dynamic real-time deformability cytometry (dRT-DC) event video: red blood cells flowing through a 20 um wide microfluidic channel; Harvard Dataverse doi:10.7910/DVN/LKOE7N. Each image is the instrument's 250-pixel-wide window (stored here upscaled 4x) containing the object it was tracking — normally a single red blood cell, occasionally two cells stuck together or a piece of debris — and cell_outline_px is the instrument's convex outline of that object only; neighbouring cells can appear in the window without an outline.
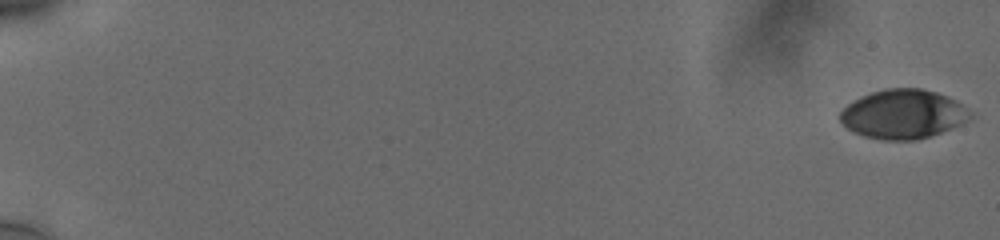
{"species": "human", "species_latin": "Homo sapiens", "temperature_condition": "cold", "stored_images_in_passage": 58, "camera_frame_rate_fps": 3000, "um_per_image_px": 0.085, "donor": {"sex": "male"}, "frame": {"image": 1, "passage_image": 1, "time_ms": 0.0, "image_size_px": [1000, 240], "cell_outline_px": [[972, 116], [968, 120], [952, 128], [916, 140], [880, 140], [864, 136], [848, 128], [840, 120], [840, 112], [852, 100], [860, 96], [884, 88], [920, 88], [936, 92], [948, 96], [956, 100], [972, 112]], "centroid_in_image_um": [76.77, 9.69], "position_along_channel_um": 8.2, "area_um2": 37.22}}
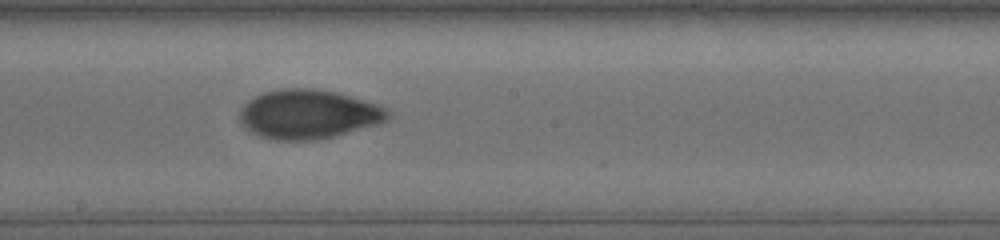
{"frame": {"image": 2, "passage_image": 35, "time_ms": 11.333, "image_size_px": [1000, 240], "cell_outline_px": [[392, 112], [384, 120], [376, 124], [332, 136], [316, 140], [276, 140], [260, 136], [244, 128], [240, 124], [240, 108], [248, 100], [264, 92], [280, 88], [312, 88], [336, 92], [376, 104], [388, 108]], "centroid_in_image_um": [26.16, 9.7], "position_along_channel_um": 222.0, "area_um2": 42.19}}
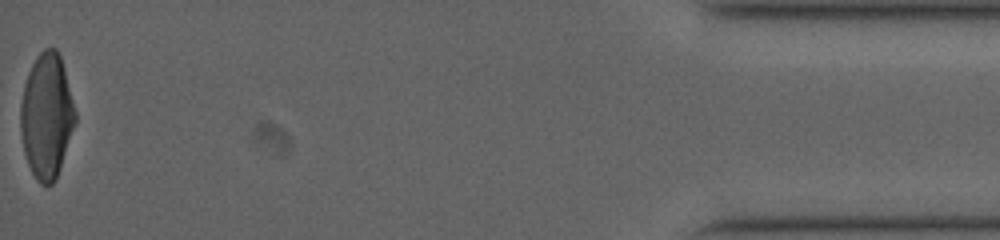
{"frame": {"image": 3, "passage_image": 58, "time_ms": 19.0, "image_size_px": [1000, 240], "cell_outline_px": [[76, 120], [56, 180], [52, 184], [40, 184], [36, 180], [28, 164], [24, 152], [20, 132], [20, 104], [24, 84], [28, 72], [36, 56], [44, 48], [56, 48], [60, 56], [76, 112]], "centroid_in_image_um": [3.94, 9.86], "position_along_channel_um": 431.3, "area_um2": 39.71}, "authors_computed_cell_mechanics": {"area_um2": 39.7086, "velocity_mm_per_s": 3.7728, "shape_relaxation_time_tau1_ms": 5.4911, "shape_relaxation_time_tau2_ms": 1.94, "deformation_change_tau1": 0.1811, "deformation_change_tau2": 0.0581}}